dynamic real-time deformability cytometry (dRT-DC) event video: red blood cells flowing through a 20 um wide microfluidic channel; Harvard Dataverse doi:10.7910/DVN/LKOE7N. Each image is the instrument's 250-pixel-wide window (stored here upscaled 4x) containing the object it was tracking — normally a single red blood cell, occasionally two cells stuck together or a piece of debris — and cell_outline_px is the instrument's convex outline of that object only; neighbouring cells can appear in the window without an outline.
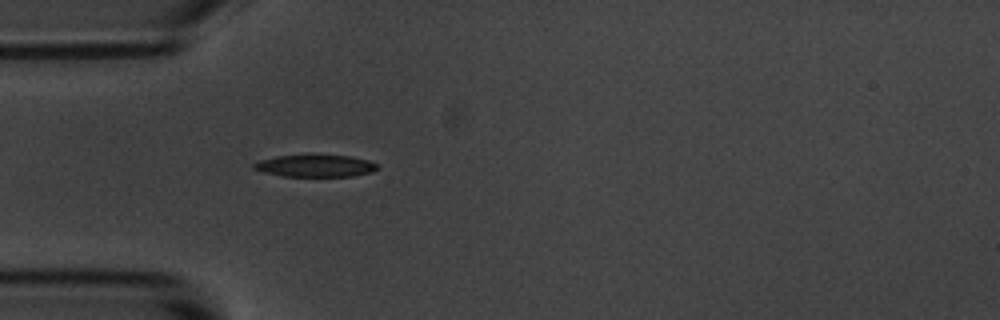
{"species": "common noctule bat (a hibernating species)", "species_latin": "Nyctalus noctula", "temperature_condition": "room temperature", "stored_images_in_passage": 5, "camera_frame_rate_fps": 3000, "um_per_image_px": 0.085, "animal": {"sex": "male", "body_mass_g": 20.1, "forearm_length_mm": 53.5}, "frame": {"image": 1, "passage_image": 5, "time_ms": 4.667, "image_size_px": [1000, 320], "cell_outline_px": [[380, 168], [372, 172], [352, 176], [284, 176], [264, 172], [252, 168], [252, 164], [260, 160], [276, 156], [308, 152], [348, 156], [368, 160], [376, 164]], "centroid_in_image_um": [26.78, 14.05], "position_along_channel_um": 58.2, "area_um2": 16.59}}